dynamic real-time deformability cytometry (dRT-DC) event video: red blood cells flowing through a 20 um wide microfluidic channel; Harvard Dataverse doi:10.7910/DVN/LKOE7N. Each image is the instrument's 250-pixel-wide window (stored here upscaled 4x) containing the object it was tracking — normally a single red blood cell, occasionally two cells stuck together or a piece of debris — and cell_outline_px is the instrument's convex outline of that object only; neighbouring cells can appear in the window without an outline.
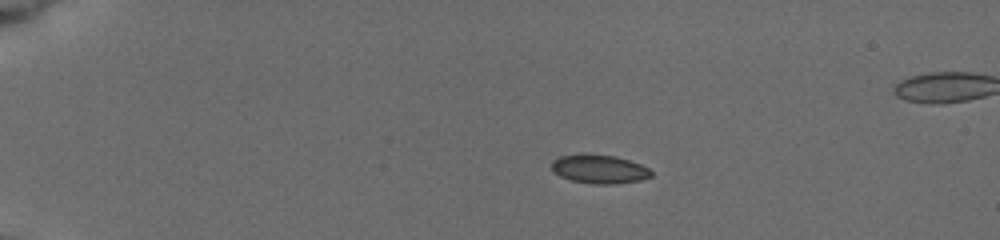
{"species": "common noctule bat (a hibernating species)", "species_latin": "Nyctalus noctula", "temperature_condition": "cold", "stored_images_in_passage": 29, "camera_frame_rate_fps": 3000, "um_per_image_px": 0.085, "animal": {"sex": "female", "body_mass_g": 19.5, "forearm_length_mm": 54.1}, "frame": {"image": 1, "passage_image": 1, "time_ms": 0.0, "image_size_px": [1000, 240], "cell_outline_px": [[652, 176], [640, 180], [612, 184], [592, 184], [572, 180], [560, 176], [552, 168], [552, 160], [560, 156], [616, 156], [640, 164], [648, 168], [652, 172]], "centroid_in_image_um": [50.98, 14.41], "position_along_channel_um": 34.0, "area_um2": 16.01}}
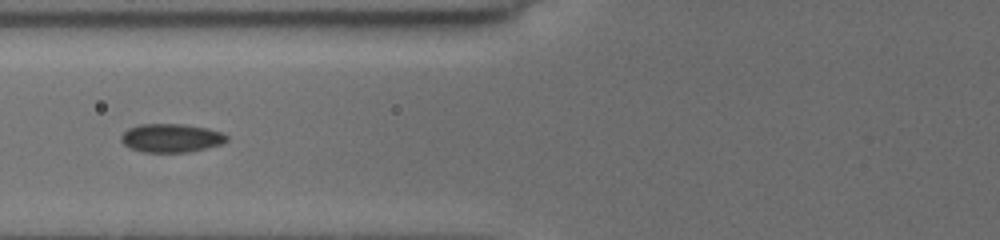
{"frame": {"image": 2, "passage_image": 20, "time_ms": 4.0, "image_size_px": [1000, 240], "cell_outline_px": [[228, 140], [220, 144], [188, 152], [144, 152], [128, 148], [120, 140], [120, 136], [128, 128], [140, 124], [184, 124], [204, 128], [220, 132], [228, 136]], "centroid_in_image_um": [14.49, 11.73], "position_along_channel_um": 111.3, "area_um2": 17.46}}
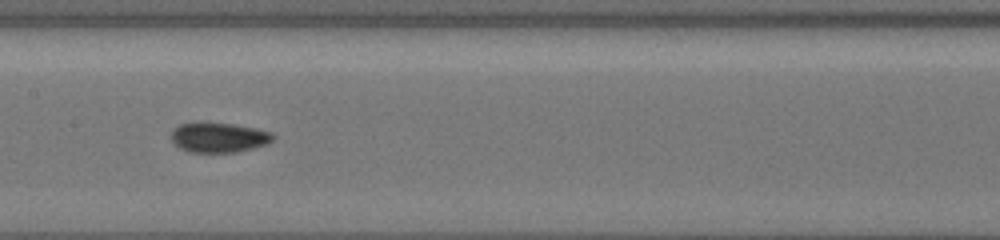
{"frame": {"image": 3, "passage_image": 28, "time_ms": 6.0, "image_size_px": [1000, 240], "cell_outline_px": [[276, 136], [268, 144], [236, 152], [188, 152], [180, 148], [172, 140], [172, 128], [180, 124], [232, 124], [272, 132]], "centroid_in_image_um": [18.62, 11.71], "position_along_channel_um": 188.8, "area_um2": 17.28}}